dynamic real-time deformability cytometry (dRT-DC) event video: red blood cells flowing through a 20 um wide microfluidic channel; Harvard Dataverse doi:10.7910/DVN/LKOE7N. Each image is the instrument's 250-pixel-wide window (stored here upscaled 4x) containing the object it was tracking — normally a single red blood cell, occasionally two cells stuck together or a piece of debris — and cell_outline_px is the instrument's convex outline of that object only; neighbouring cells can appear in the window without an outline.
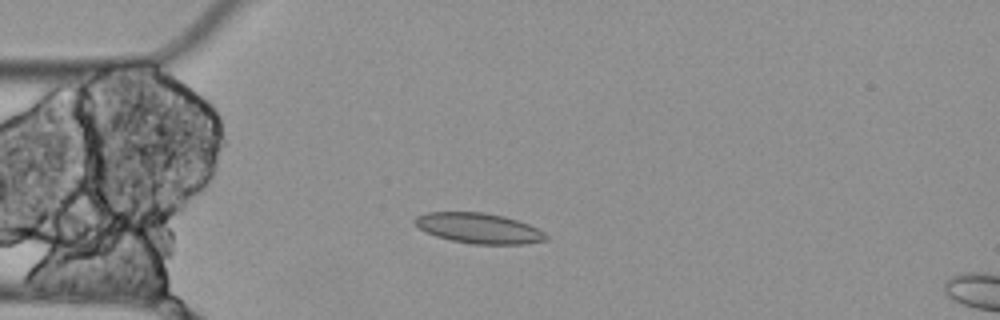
{"species": "Egyptian fruit bat (a non-hibernating species)", "species_latin": "Rousettus aegyptiacus", "temperature_condition": "cold", "stored_images_in_passage": 5, "camera_frame_rate_fps": 3000, "um_per_image_px": 0.085, "animal": {"sex": "female"}, "frame": {"image": 1, "passage_image": 4, "time_ms": 1.0, "image_size_px": [1000, 320], "cell_outline_px": [[548, 240], [524, 244], [472, 244], [452, 240], [436, 236], [420, 228], [412, 220], [416, 216], [428, 212], [484, 212], [504, 216], [528, 224], [544, 232], [548, 236]], "centroid_in_image_um": [40.71, 19.4], "position_along_channel_um": 44.3, "area_um2": 23.06}}